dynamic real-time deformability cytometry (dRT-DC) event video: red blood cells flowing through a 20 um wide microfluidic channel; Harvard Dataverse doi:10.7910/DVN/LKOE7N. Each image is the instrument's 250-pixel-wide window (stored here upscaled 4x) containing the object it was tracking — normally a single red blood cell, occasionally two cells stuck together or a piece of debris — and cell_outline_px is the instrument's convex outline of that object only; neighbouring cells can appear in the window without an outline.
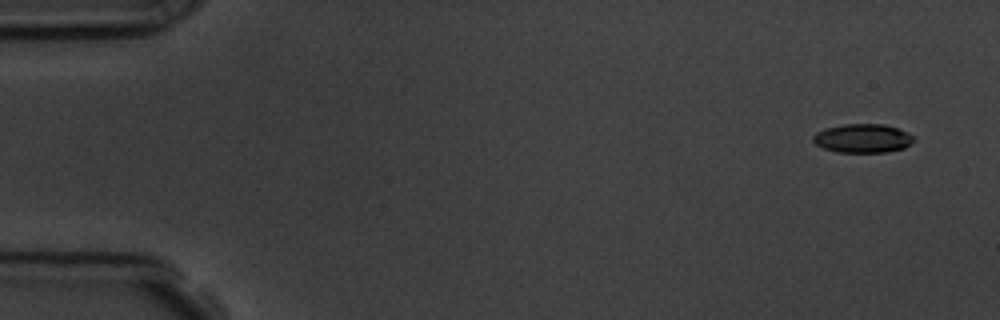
{"species": "common noctule bat (a hibernating species)", "species_latin": "Nyctalus noctula", "temperature_condition": "room temperature", "stored_images_in_passage": 3, "camera_frame_rate_fps": 3000, "um_per_image_px": 0.085, "animal": {"sex": "male", "body_mass_g": 19.5, "forearm_length_mm": 54.6}, "frame": {"image": 1, "passage_image": 1, "time_ms": 0.0, "image_size_px": [1000, 320], "cell_outline_px": [[912, 140], [904, 148], [884, 152], [836, 152], [824, 148], [816, 144], [812, 140], [812, 136], [816, 132], [824, 128], [844, 124], [884, 124], [896, 128], [912, 136]], "centroid_in_image_um": [73.25, 11.75], "position_along_channel_um": 11.8, "area_um2": 16.65}}